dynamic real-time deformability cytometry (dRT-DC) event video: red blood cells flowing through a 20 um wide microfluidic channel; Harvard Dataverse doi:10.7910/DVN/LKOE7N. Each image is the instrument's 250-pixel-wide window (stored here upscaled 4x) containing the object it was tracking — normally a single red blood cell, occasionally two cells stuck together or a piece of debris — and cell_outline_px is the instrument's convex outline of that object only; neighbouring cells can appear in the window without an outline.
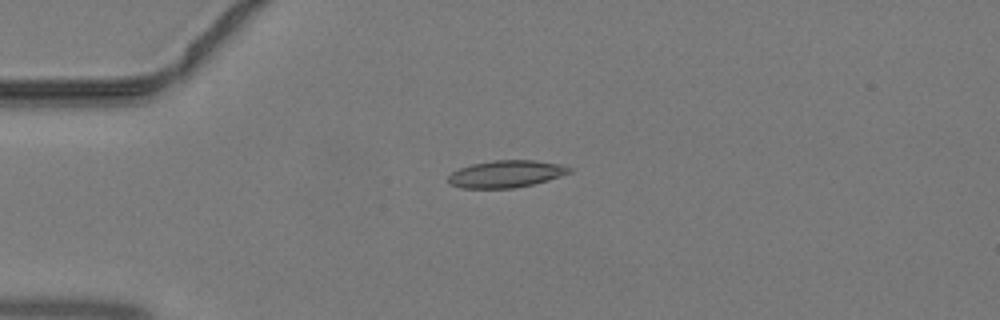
{"species": "common noctule bat (a hibernating species)", "species_latin": "Nyctalus noctula", "temperature_condition": "warm", "stored_images_in_passage": 35, "camera_frame_rate_fps": 3000, "um_per_image_px": 0.085, "animal": {"sex": "male", "body_mass_g": 19.2, "forearm_length_mm": 51.8}, "frame": {"image": 1, "passage_image": 1, "time_ms": 0.0, "image_size_px": [1000, 320], "cell_outline_px": [[572, 172], [548, 180], [532, 184], [512, 188], [460, 188], [448, 184], [448, 176], [452, 172], [460, 168], [472, 164], [492, 160], [536, 160], [564, 164], [572, 168]], "centroid_in_image_um": [43.03, 14.78], "position_along_channel_um": 42.0, "area_um2": 19.31}}
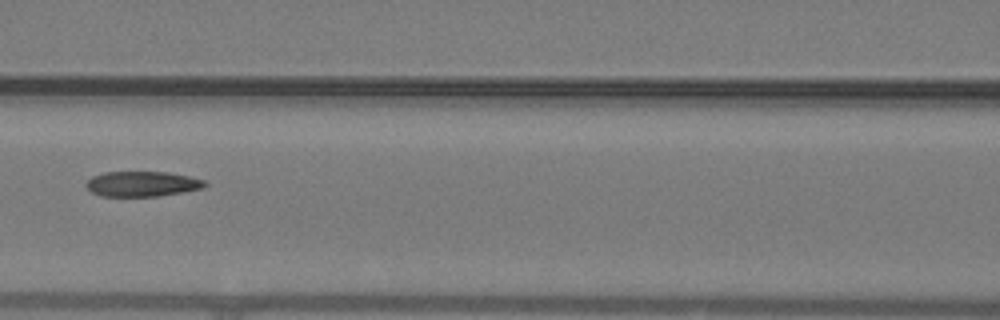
{"frame": {"image": 2, "passage_image": 10, "time_ms": 3.0, "image_size_px": [1000, 320], "cell_outline_px": [[208, 184], [204, 188], [156, 196], [100, 196], [92, 192], [84, 184], [92, 176], [104, 172], [168, 172], [188, 176], [204, 180]], "centroid_in_image_um": [12.07, 15.62], "position_along_channel_um": 154.5, "area_um2": 17.34}}
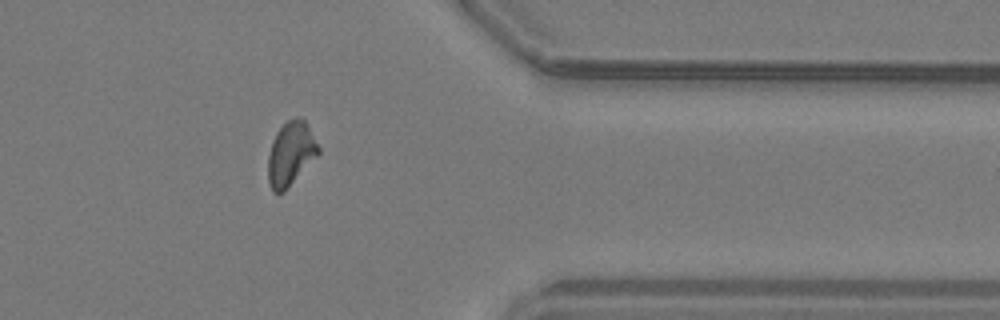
{"frame": {"image": 3, "passage_image": 26, "time_ms": 8.333, "image_size_px": [1000, 320], "cell_outline_px": [[320, 152], [284, 192], [272, 192], [268, 180], [268, 156], [272, 140], [276, 132], [288, 120], [296, 116], [304, 120], [320, 148]], "centroid_in_image_um": [24.69, 13.07], "position_along_channel_um": 386.7, "area_um2": 18.5}}